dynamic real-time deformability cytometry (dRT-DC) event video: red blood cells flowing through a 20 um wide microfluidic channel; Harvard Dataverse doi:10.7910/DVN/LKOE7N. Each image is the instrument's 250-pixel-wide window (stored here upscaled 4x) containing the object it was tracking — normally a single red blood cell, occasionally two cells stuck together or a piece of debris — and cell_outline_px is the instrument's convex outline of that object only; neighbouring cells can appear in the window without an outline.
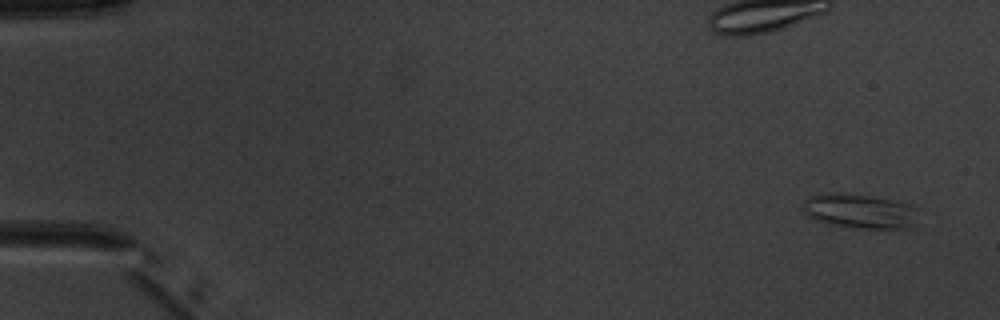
{"species": "common noctule bat (a hibernating species)", "species_latin": "Nyctalus noctula", "temperature_condition": "warm", "stored_images_in_passage": 6, "segment_of_instrument_passage": [2, 2], "camera_frame_rate_fps": 3000, "um_per_image_px": 0.085, "animal": {"sex": "male", "body_mass_g": 20.1, "forearm_length_mm": 53.5}, "frame": {"image": 1, "passage_image": 6, "time_ms": 6.0, "image_size_px": [1000, 320], "cell_outline_px": [[920, 208], [916, 228], [852, 228], [828, 224], [816, 220], [808, 216], [804, 212], [804, 200], [808, 196], [820, 192], [840, 192], [872, 196], [912, 204]], "centroid_in_image_um": [73.14, 17.94], "position_along_channel_um": 11.9, "area_um2": 24.1}}